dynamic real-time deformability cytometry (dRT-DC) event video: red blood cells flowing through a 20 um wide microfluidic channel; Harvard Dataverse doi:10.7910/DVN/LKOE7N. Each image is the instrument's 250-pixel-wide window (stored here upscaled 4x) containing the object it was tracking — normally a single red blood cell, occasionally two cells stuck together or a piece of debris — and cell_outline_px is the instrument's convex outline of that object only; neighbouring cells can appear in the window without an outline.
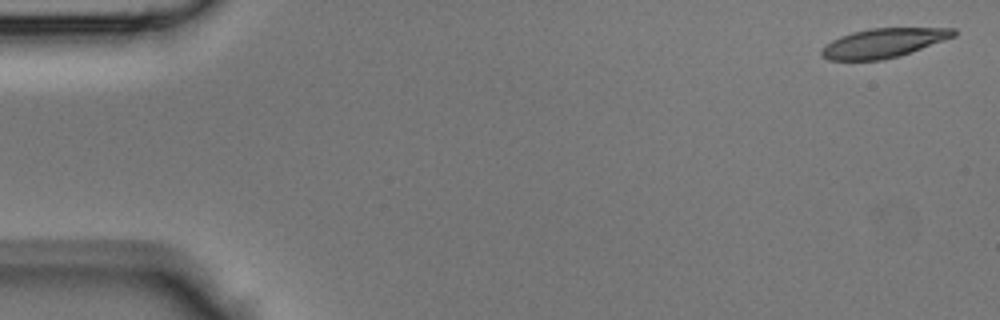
{"species": "Egyptian fruit bat (a non-hibernating species)", "species_latin": "Rousettus aegyptiacus", "temperature_condition": "room temperature", "stored_images_in_passage": 42, "camera_frame_rate_fps": 3000, "um_per_image_px": 0.085, "animal": {"sex": "male"}, "frame": {"image": 1, "passage_image": 1, "time_ms": 0.0, "image_size_px": [1000, 320], "cell_outline_px": [[956, 36], [896, 56], [880, 60], [828, 60], [820, 56], [820, 52], [832, 40], [840, 36], [852, 32], [872, 28], [956, 28]], "centroid_in_image_um": [75.06, 3.64], "position_along_channel_um": 9.9, "area_um2": 22.08}}
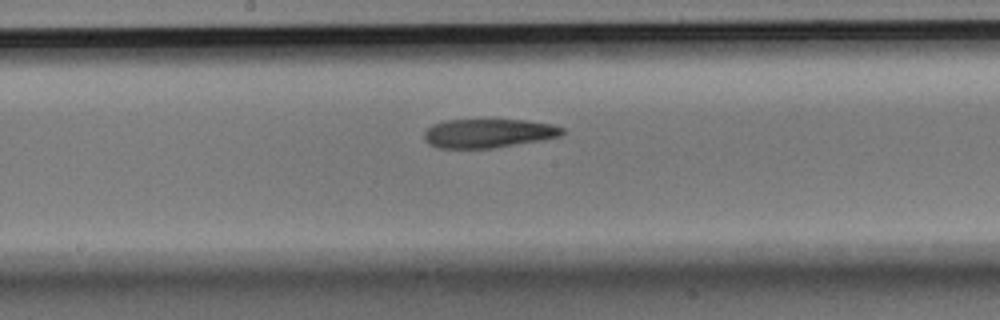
{"frame": {"image": 2, "passage_image": 22, "time_ms": 7.0, "image_size_px": [1000, 320], "cell_outline_px": [[564, 132], [560, 136], [540, 140], [492, 148], [436, 148], [428, 144], [424, 140], [424, 132], [432, 124], [444, 120], [524, 120], [548, 124], [564, 128]], "centroid_in_image_um": [41.44, 11.33], "position_along_channel_um": 206.8, "area_um2": 23.12}}
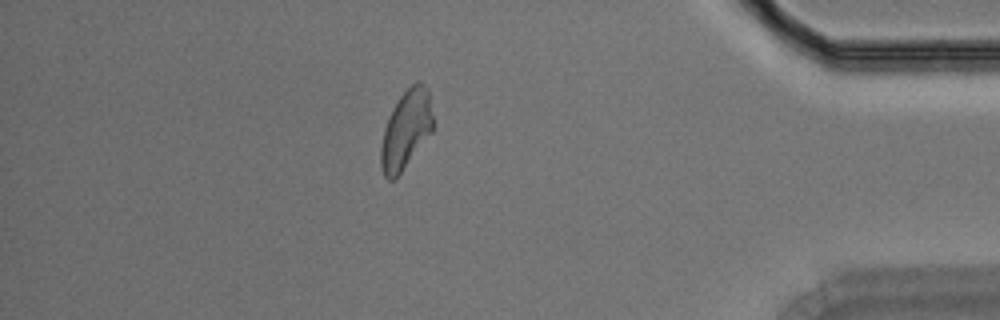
{"frame": {"image": 3, "passage_image": 37, "time_ms": 12.0, "image_size_px": [1000, 320], "cell_outline_px": [[432, 132], [400, 172], [392, 180], [388, 180], [384, 176], [380, 164], [380, 148], [384, 128], [388, 116], [392, 108], [400, 96], [416, 80], [420, 80], [428, 88], [432, 116]], "centroid_in_image_um": [34.49, 10.99], "position_along_channel_um": 400.7, "area_um2": 23.64}}